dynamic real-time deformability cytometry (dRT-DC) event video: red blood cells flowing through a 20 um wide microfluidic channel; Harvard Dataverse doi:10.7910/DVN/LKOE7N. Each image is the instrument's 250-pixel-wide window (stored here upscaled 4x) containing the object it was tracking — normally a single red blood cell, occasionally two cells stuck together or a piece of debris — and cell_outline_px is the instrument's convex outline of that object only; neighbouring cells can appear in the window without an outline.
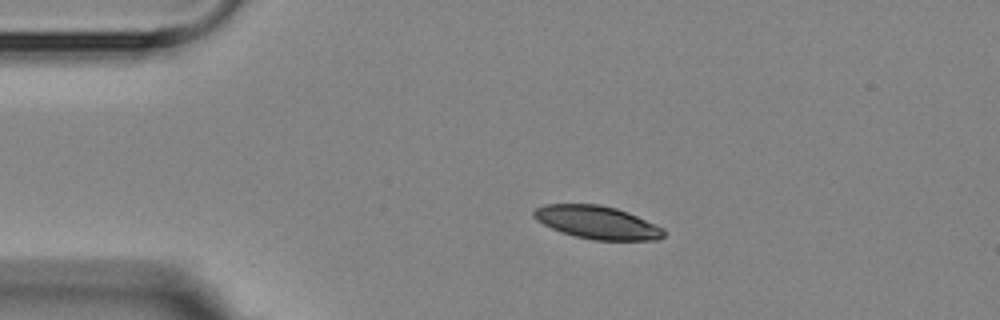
{"species": "Egyptian fruit bat (a non-hibernating species)", "species_latin": "Rousettus aegyptiacus", "temperature_condition": "room temperature", "stored_images_in_passage": 4, "camera_frame_rate_fps": 3000, "um_per_image_px": 0.085, "animal": {"sex": "female"}, "frame": {"image": 1, "passage_image": 2, "time_ms": 1.0, "image_size_px": [1000, 320], "cell_outline_px": [[664, 236], [660, 240], [592, 240], [560, 232], [536, 220], [532, 216], [532, 212], [536, 208], [544, 204], [600, 204], [616, 208], [628, 212], [664, 228]], "centroid_in_image_um": [50.75, 18.9], "position_along_channel_um": 34.2, "area_um2": 25.09}}